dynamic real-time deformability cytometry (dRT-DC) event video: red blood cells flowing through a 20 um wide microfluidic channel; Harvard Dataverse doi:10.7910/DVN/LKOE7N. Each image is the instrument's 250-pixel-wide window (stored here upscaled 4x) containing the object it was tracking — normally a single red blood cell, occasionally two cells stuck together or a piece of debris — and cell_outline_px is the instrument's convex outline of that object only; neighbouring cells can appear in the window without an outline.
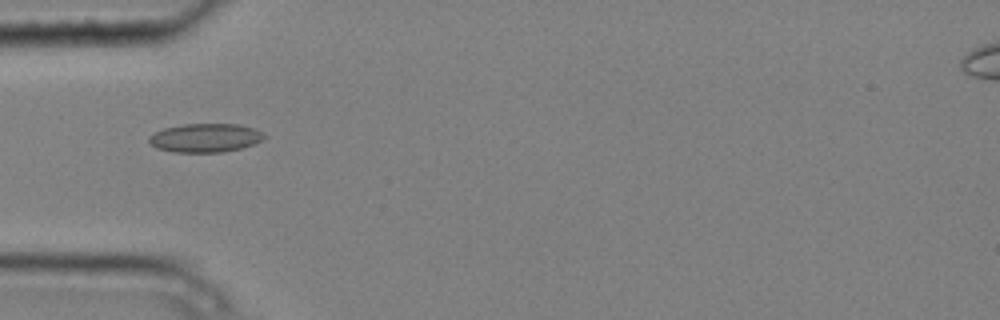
{"species": "common noctule bat (a hibernating species)", "species_latin": "Nyctalus noctula", "temperature_condition": "cold", "stored_images_in_passage": 5, "camera_frame_rate_fps": 3000, "um_per_image_px": 0.085, "animal": {"sex": "male", "body_mass_g": 20.4}, "frame": {"image": 1, "passage_image": 5, "time_ms": 1.333, "image_size_px": [1000, 320], "cell_outline_px": [[268, 136], [252, 144], [240, 148], [224, 152], [172, 152], [156, 148], [148, 140], [148, 136], [152, 132], [164, 128], [184, 124], [240, 124], [252, 128]], "centroid_in_image_um": [17.39, 11.71], "position_along_channel_um": 67.6, "area_um2": 19.25}}